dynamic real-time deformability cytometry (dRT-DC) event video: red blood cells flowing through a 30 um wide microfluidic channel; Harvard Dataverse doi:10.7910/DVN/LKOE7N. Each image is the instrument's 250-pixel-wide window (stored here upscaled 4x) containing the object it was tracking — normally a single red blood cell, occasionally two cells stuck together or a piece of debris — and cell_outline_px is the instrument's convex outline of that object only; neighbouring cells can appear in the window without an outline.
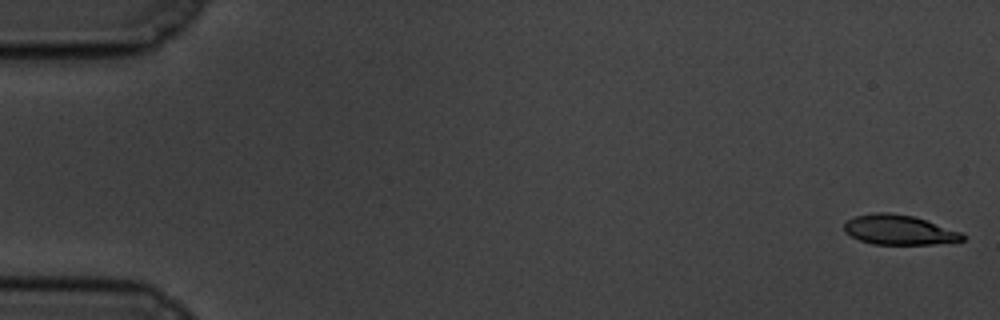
{"species": "common noctule bat (a hibernating species)", "species_latin": "Nyctalus noctula", "temperature_condition": "cold", "stored_images_in_passage": 13, "camera_frame_rate_fps": 3000, "um_per_image_px": 0.085, "animal": {"sex": "male", "body_mass_g": 19.5, "forearm_length_mm": 54.6}, "frame": {"image": 1, "passage_image": 1, "time_ms": 0.0, "image_size_px": [1000, 320], "cell_outline_px": [[964, 240], [932, 244], [872, 244], [860, 240], [844, 232], [844, 224], [848, 220], [856, 216], [876, 212], [888, 212], [912, 216], [960, 232], [964, 236]], "centroid_in_image_um": [76.37, 19.54], "position_along_channel_um": 8.6, "area_um2": 20.11}}